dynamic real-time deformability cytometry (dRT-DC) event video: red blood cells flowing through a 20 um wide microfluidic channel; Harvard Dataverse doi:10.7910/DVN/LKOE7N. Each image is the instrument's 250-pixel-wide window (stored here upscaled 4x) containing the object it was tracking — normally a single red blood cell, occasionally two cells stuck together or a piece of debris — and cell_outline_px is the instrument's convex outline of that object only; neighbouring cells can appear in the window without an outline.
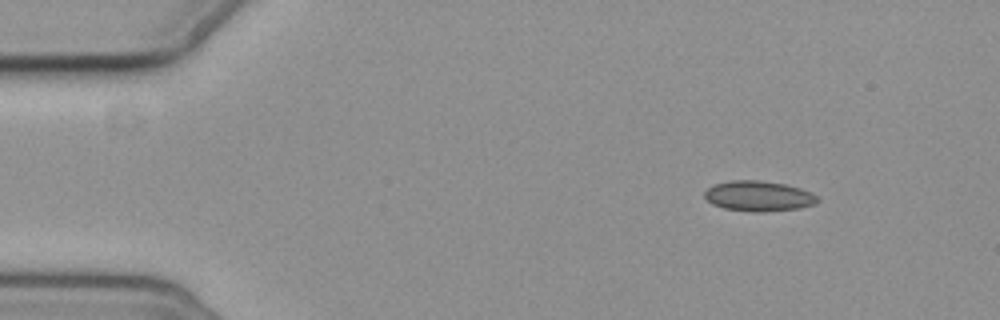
{"species": "common noctule bat (a hibernating species)", "species_latin": "Nyctalus noctula", "temperature_condition": "cold", "stored_images_in_passage": 5, "camera_frame_rate_fps": 3000, "um_per_image_px": 0.085, "animal": {"sex": "female", "body_mass_g": 19.3, "forearm_length_mm": 54.1}, "frame": {"image": 1, "passage_image": 1, "time_ms": 0.0, "image_size_px": [1000, 320], "cell_outline_px": [[820, 200], [816, 204], [800, 208], [764, 212], [752, 212], [724, 208], [712, 204], [704, 196], [704, 192], [712, 184], [732, 180], [760, 180], [784, 184], [800, 188], [812, 192]], "centroid_in_image_um": [64.49, 16.67], "position_along_channel_um": 20.5, "area_um2": 20.11}}
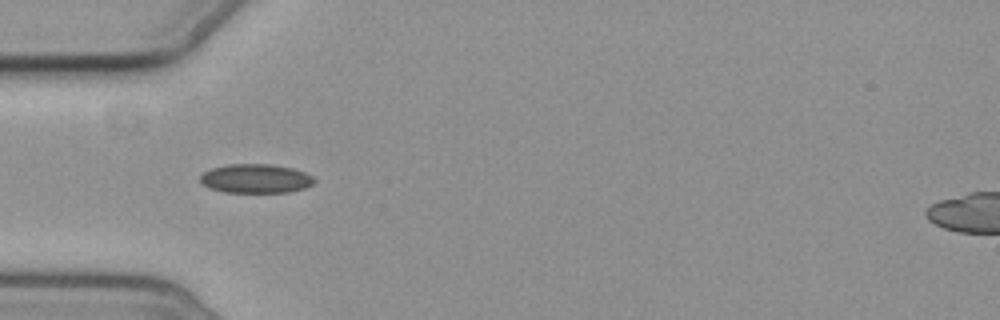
{"frame": {"image": 2, "passage_image": 4, "time_ms": 3.667, "image_size_px": [1000, 320], "cell_outline_px": [[316, 180], [312, 184], [304, 188], [288, 192], [224, 192], [208, 188], [200, 180], [200, 176], [204, 172], [212, 168], [228, 164], [268, 164], [292, 168], [304, 172], [312, 176]], "centroid_in_image_um": [21.72, 15.18], "position_along_channel_um": 63.3, "area_um2": 19.19}}
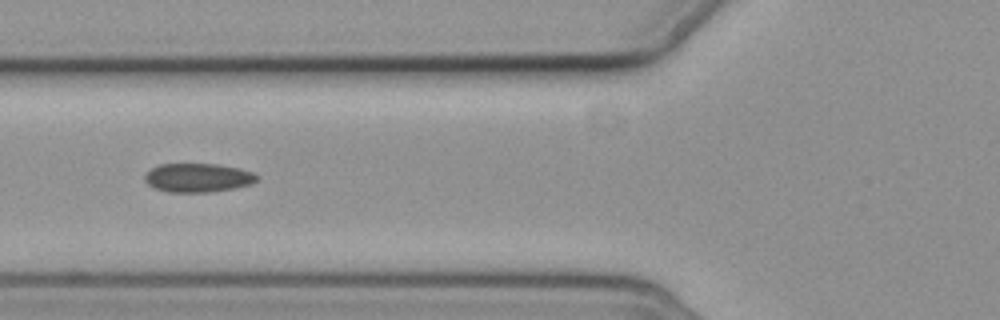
{"frame": {"image": 3, "passage_image": 5, "time_ms": 5.0, "image_size_px": [1000, 320], "cell_outline_px": [[260, 176], [252, 184], [212, 192], [168, 192], [156, 188], [148, 184], [144, 180], [144, 176], [152, 168], [160, 164], [216, 164], [240, 168], [252, 172]], "centroid_in_image_um": [16.84, 15.1], "position_along_channel_um": 109.0, "area_um2": 18.79}}